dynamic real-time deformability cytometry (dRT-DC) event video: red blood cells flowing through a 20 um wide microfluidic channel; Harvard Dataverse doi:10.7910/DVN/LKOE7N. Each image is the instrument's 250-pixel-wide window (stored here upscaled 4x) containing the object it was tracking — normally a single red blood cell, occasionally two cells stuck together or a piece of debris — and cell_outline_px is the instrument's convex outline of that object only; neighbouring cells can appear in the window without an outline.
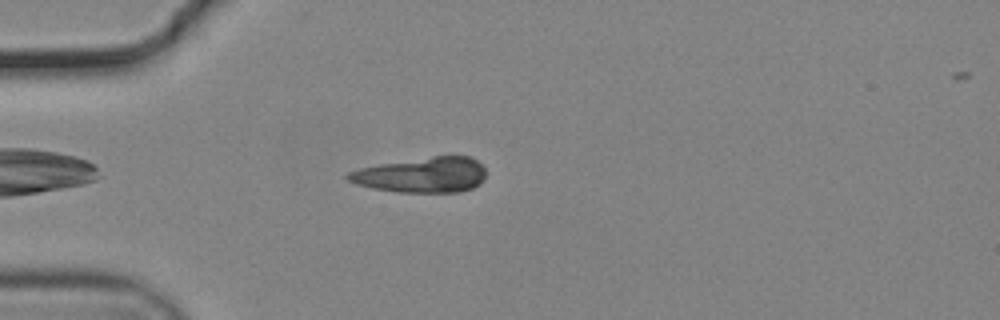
{"species": "common noctule bat (a hibernating species)", "species_latin": "Nyctalus noctula", "temperature_condition": "cold", "stored_images_in_passage": 41, "camera_frame_rate_fps": 3000, "um_per_image_px": 0.085, "animal": {"sex": "male", "body_mass_g": 19.2, "forearm_length_mm": 51.8}, "frame": {"image": 1, "passage_image": 1, "time_ms": 0.0, "image_size_px": [1000, 320], "cell_outline_px": [[484, 180], [480, 184], [472, 188], [460, 192], [396, 192], [372, 188], [356, 184], [348, 180], [344, 176], [348, 172], [360, 168], [380, 164], [432, 156], [472, 156], [484, 168]], "centroid_in_image_um": [35.86, 14.87], "position_along_channel_um": 49.1, "area_um2": 28.38}, "authors_computed_cell_mechanics": {"area_um2": 18.7272, "velocity_mm_per_s": 3.6985, "shape_relaxation_time_tau1_ms": 2.5634, "shape_relaxation_time_tau2_ms": null, "deformation_change_tau1": 0.1742, "deformation_change_tau2": null}}